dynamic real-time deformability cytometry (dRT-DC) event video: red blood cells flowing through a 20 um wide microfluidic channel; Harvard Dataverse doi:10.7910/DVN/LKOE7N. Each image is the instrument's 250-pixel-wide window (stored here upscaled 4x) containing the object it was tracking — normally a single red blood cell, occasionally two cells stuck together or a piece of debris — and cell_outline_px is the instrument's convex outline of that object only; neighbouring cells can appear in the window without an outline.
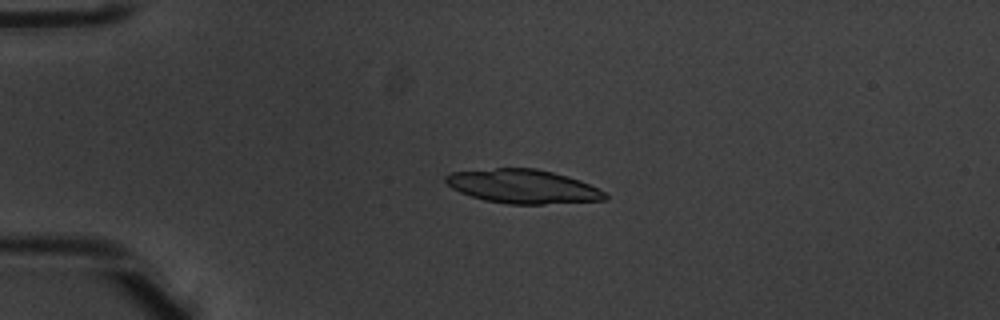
{"species": "common noctule bat (a hibernating species)", "species_latin": "Nyctalus noctula", "temperature_condition": "warm", "stored_images_in_passage": 3, "camera_frame_rate_fps": 3000, "um_per_image_px": 0.085, "animal": {"sex": "male", "body_mass_g": 20.1, "forearm_length_mm": 53.5}, "frame": {"image": 1, "passage_image": 3, "time_ms": 0.667, "image_size_px": [1000, 320], "cell_outline_px": [[608, 200], [544, 204], [508, 204], [484, 200], [460, 192], [452, 188], [444, 180], [444, 176], [452, 172], [496, 168], [536, 168], [568, 176], [580, 180], [604, 192], [608, 196]], "centroid_in_image_um": [44.45, 15.85], "position_along_channel_um": 40.5, "area_um2": 31.39}}